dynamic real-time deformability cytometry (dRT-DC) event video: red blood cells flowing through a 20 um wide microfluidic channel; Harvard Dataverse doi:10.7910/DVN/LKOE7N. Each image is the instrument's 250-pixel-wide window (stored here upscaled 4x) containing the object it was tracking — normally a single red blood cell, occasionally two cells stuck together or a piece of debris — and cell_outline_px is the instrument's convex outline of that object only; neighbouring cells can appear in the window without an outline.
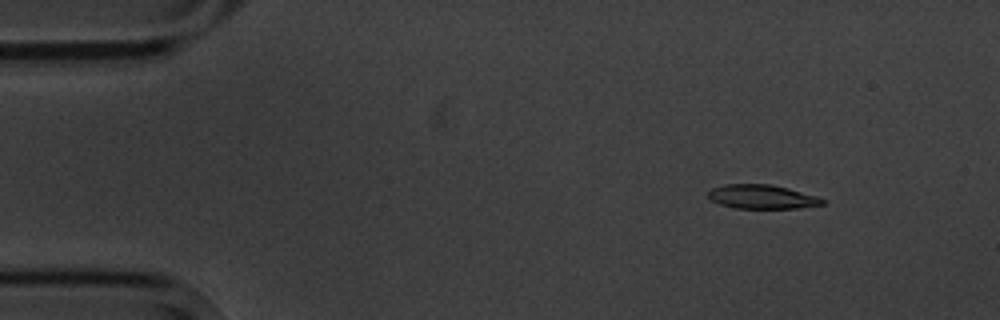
{"species": "common noctule bat (a hibernating species)", "species_latin": "Nyctalus noctula", "temperature_condition": "cold", "stored_images_in_passage": 9, "camera_frame_rate_fps": 3000, "um_per_image_px": 0.085, "animal": {"sex": "male", "body_mass_g": 20.1, "forearm_length_mm": 53.5}, "frame": {"image": 1, "passage_image": 1, "time_ms": 0.0, "image_size_px": [1000, 320], "cell_outline_px": [[824, 204], [796, 208], [732, 208], [720, 204], [712, 200], [708, 196], [708, 192], [712, 188], [724, 184], [768, 184], [788, 188], [816, 196], [824, 200]], "centroid_in_image_um": [64.73, 16.72], "position_along_channel_um": 20.3, "area_um2": 15.84}}
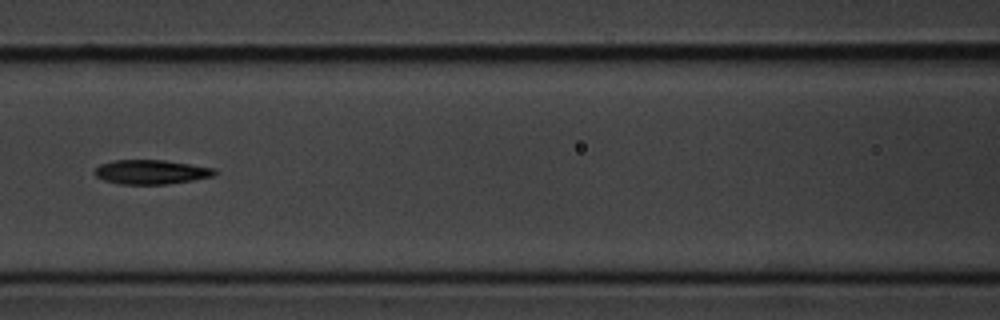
{"frame": {"image": 2, "passage_image": 6, "time_ms": 6.0, "image_size_px": [1000, 320], "cell_outline_px": [[216, 176], [168, 184], [120, 184], [104, 180], [96, 176], [92, 172], [100, 164], [112, 160], [164, 160], [216, 168]], "centroid_in_image_um": [12.85, 14.61], "position_along_channel_um": 153.8, "area_um2": 17.11}}
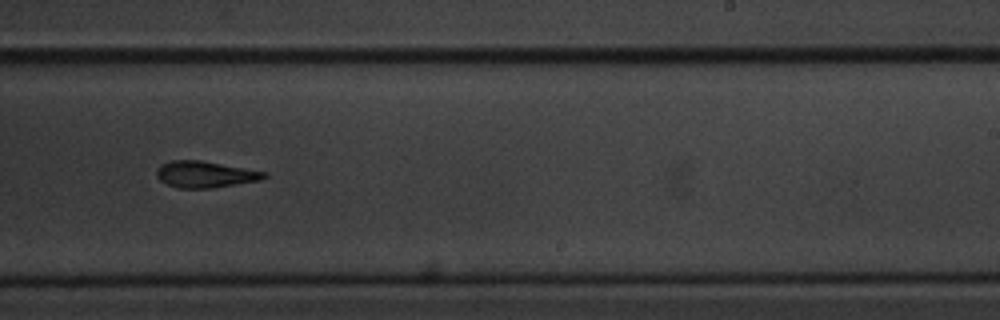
{"frame": {"image": 3, "passage_image": 9, "time_ms": 9.333, "image_size_px": [1000, 320], "cell_outline_px": [[268, 176], [260, 180], [212, 188], [176, 188], [160, 180], [156, 176], [156, 168], [160, 164], [172, 160], [200, 160], [268, 172]], "centroid_in_image_um": [17.42, 14.81], "position_along_channel_um": 271.6, "area_um2": 16.65}}